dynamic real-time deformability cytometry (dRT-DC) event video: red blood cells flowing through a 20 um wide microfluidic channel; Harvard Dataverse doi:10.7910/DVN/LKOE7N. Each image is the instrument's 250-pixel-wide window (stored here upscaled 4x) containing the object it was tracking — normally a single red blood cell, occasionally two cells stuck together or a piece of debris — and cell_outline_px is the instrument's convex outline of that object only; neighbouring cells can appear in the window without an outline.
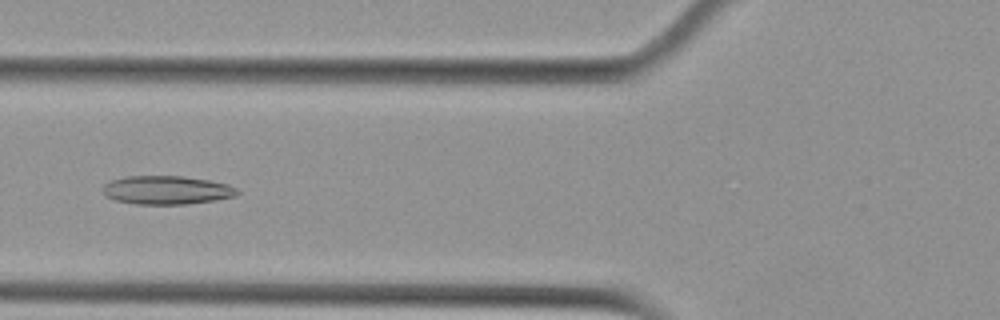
{"species": "Egyptian fruit bat (a non-hibernating species)", "species_latin": "Rousettus aegyptiacus", "temperature_condition": "cold", "stored_images_in_passage": 47, "camera_frame_rate_fps": 3000, "um_per_image_px": 0.085, "animal": {"sex": "female"}, "frame": {"image": 1, "passage_image": 20, "time_ms": 6.333, "image_size_px": [1000, 320], "cell_outline_px": [[240, 192], [236, 196], [212, 200], [184, 204], [136, 204], [116, 200], [108, 196], [104, 192], [104, 184], [112, 180], [124, 176], [184, 176], [208, 180], [228, 184], [236, 188]], "centroid_in_image_um": [14.19, 16.15], "position_along_channel_um": 111.6, "area_um2": 22.14}}
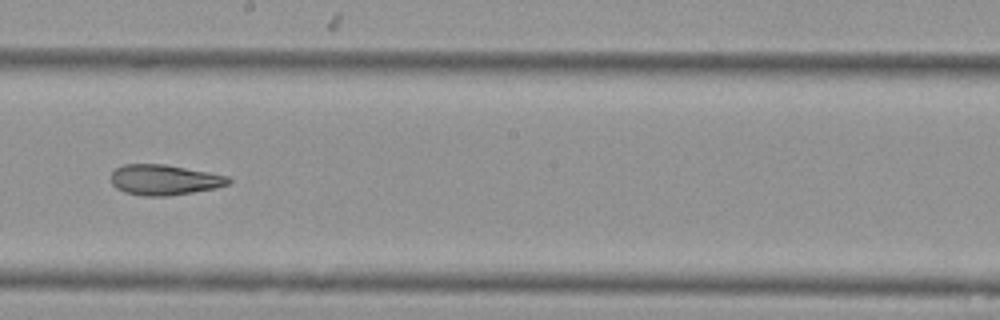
{"frame": {"image": 2, "passage_image": 30, "time_ms": 9.667, "image_size_px": [1000, 320], "cell_outline_px": [[232, 180], [228, 184], [216, 188], [192, 192], [164, 196], [144, 196], [124, 192], [116, 188], [112, 184], [112, 172], [116, 168], [124, 164], [164, 164], [208, 172], [228, 176]], "centroid_in_image_um": [13.96, 15.28], "position_along_channel_um": 234.2, "area_um2": 20.69}}
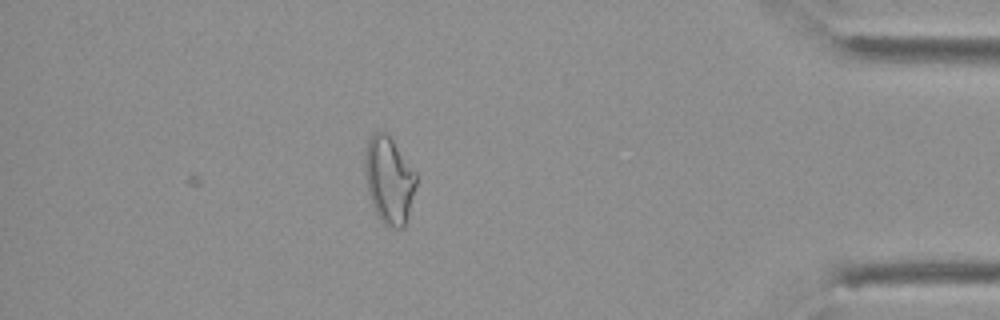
{"frame": {"image": 3, "passage_image": 47, "time_ms": 15.333, "image_size_px": [1000, 320], "cell_outline_px": [[416, 184], [404, 228], [392, 228], [384, 224], [380, 220], [372, 204], [368, 192], [364, 168], [364, 152], [368, 136], [372, 132], [384, 132], [392, 140], [416, 172]], "centroid_in_image_um": [33.03, 15.29], "position_along_channel_um": 402.2, "area_um2": 25.89}, "authors_computed_cell_mechanics": {"area_um2": 21.6172, "velocity_mm_per_s": 3.6878, "shape_relaxation_time_tau1_ms": null, "shape_relaxation_time_tau2_ms": 4.6716, "deformation_change_tau1": null, "deformation_change_tau2": 0.1399}}